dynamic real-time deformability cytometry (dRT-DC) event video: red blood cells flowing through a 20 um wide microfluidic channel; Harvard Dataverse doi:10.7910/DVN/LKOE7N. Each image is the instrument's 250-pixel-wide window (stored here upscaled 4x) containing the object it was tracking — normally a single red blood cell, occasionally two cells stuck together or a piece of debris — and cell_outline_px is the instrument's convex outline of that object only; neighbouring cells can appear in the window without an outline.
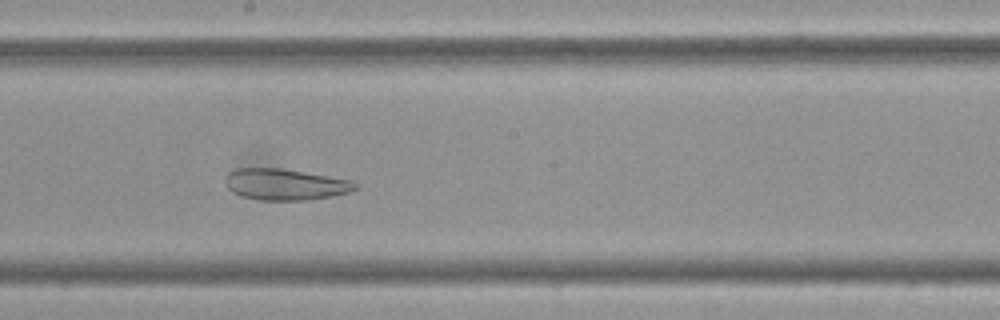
{"species": "Egyptian fruit bat (a non-hibernating species)", "species_latin": "Rousettus aegyptiacus", "temperature_condition": "cold", "stored_images_in_passage": 57, "camera_frame_rate_fps": 3000, "um_per_image_px": 0.085, "frame": {"image": 1, "passage_image": 29, "time_ms": 9.333, "image_size_px": [1000, 320], "cell_outline_px": [[356, 188], [348, 192], [332, 196], [308, 200], [260, 200], [244, 196], [232, 192], [228, 188], [228, 172], [236, 168], [280, 168], [352, 180], [356, 184]], "centroid_in_image_um": [24.26, 15.67], "position_along_channel_um": 223.9, "area_um2": 23.29}}
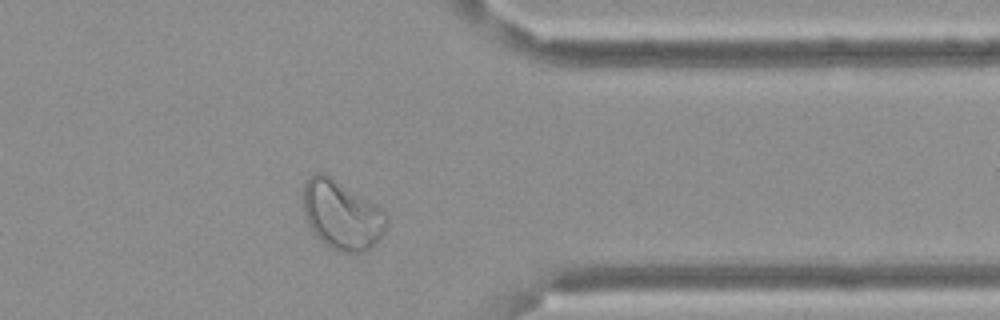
{"frame": {"image": 2, "passage_image": 44, "time_ms": 14.333, "image_size_px": [1000, 320], "cell_outline_px": [[388, 220], [384, 232], [372, 248], [360, 252], [340, 252], [324, 244], [316, 236], [308, 224], [300, 200], [300, 196], [304, 180], [308, 176], [316, 172], [320, 172], [328, 176], [384, 208], [388, 216]], "centroid_in_image_um": [29.02, 18.26], "position_along_channel_um": 382.4, "area_um2": 34.04}}
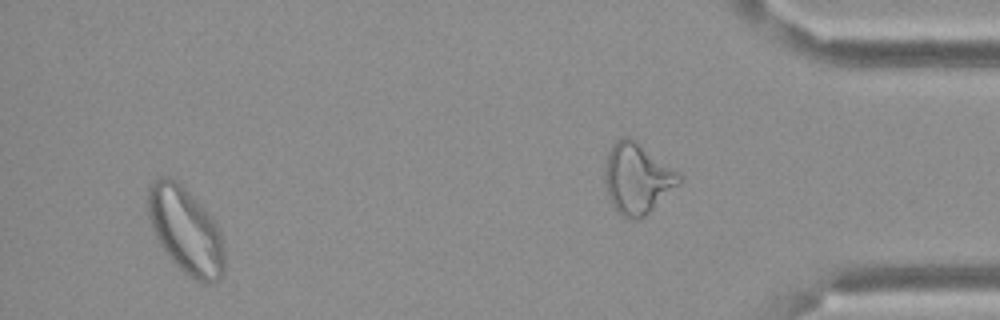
{"frame": {"image": 3, "passage_image": 53, "time_ms": 17.333, "image_size_px": [1000, 320], "cell_outline_px": [[224, 272], [216, 280], [208, 284], [196, 280], [188, 276], [168, 256], [160, 244], [152, 228], [148, 216], [148, 188], [152, 180], [160, 176], [172, 176], [208, 212], [220, 228], [224, 248]], "centroid_in_image_um": [15.78, 19.57], "position_along_channel_um": 419.4, "area_um2": 38.44}}